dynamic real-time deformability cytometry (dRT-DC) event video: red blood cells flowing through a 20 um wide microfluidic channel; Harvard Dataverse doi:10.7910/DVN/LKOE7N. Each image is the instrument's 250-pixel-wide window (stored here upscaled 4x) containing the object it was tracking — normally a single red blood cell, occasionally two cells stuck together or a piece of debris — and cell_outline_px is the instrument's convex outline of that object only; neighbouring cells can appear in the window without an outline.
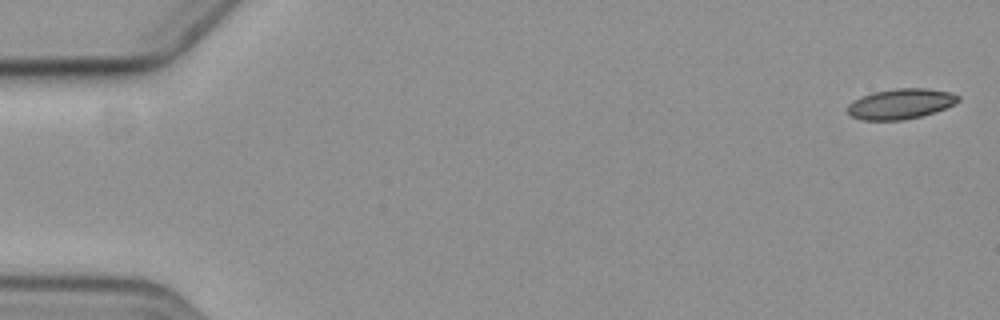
{"species": "common noctule bat (a hibernating species)", "species_latin": "Nyctalus noctula", "temperature_condition": "cold", "stored_images_in_passage": 2, "camera_frame_rate_fps": 3000, "um_per_image_px": 0.085, "animal": {"sex": "female", "body_mass_g": 19.3, "forearm_length_mm": 54.1}, "frame": {"image": 1, "passage_image": 2, "time_ms": 1.0, "image_size_px": [1000, 320], "cell_outline_px": [[960, 100], [956, 104], [920, 116], [904, 120], [864, 120], [848, 116], [848, 104], [852, 100], [860, 96], [872, 92], [896, 88], [928, 88], [952, 92], [960, 96]], "centroid_in_image_um": [76.54, 8.81], "position_along_channel_um": 8.5, "area_um2": 19.77}}